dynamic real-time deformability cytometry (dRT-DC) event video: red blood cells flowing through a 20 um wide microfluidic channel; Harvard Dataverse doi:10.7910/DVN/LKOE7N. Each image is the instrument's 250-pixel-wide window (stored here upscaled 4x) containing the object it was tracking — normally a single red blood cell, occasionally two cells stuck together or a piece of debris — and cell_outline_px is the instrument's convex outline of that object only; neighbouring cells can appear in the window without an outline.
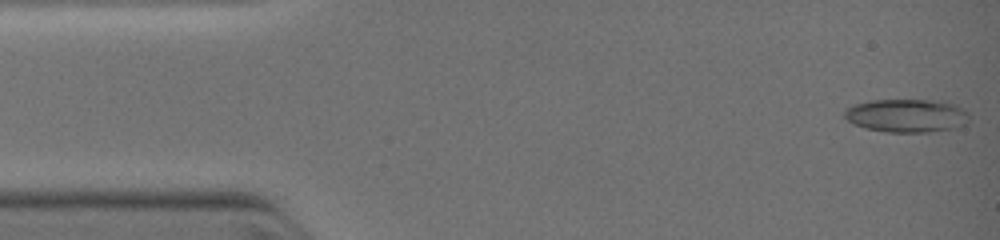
{"species": "common noctule bat (a hibernating species)", "species_latin": "Nyctalus noctula", "temperature_condition": "warm", "stored_images_in_passage": 14, "camera_frame_rate_fps": 3000, "um_per_image_px": 0.085, "animal": {"sex": "female", "body_mass_g": 19.0, "forearm_length_mm": 51.5}, "frame": {"image": 1, "passage_image": 1, "time_ms": 0.0, "image_size_px": [1000, 240], "cell_outline_px": [[968, 120], [952, 128], [928, 132], [888, 132], [868, 128], [856, 124], [848, 120], [844, 116], [844, 112], [848, 108], [856, 104], [868, 100], [940, 100], [956, 104], [968, 112]], "centroid_in_image_um": [77.07, 9.81], "position_along_channel_um": 7.9, "area_um2": 23.87}}
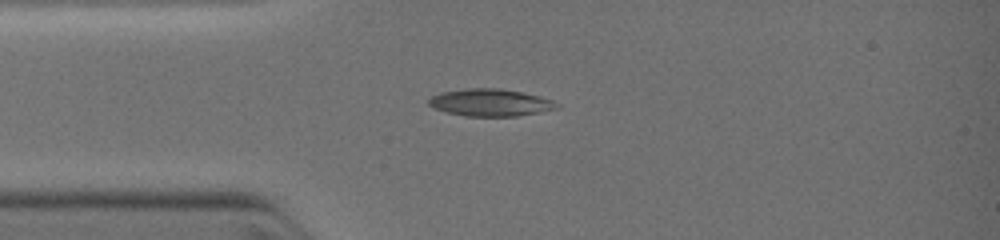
{"frame": {"image": 2, "passage_image": 9, "time_ms": 2.667, "image_size_px": [1000, 240], "cell_outline_px": [[560, 108], [540, 112], [516, 116], [464, 116], [444, 112], [428, 104], [428, 100], [432, 96], [440, 92], [464, 88], [500, 88], [540, 96], [552, 100], [560, 104]], "centroid_in_image_um": [41.68, 8.71], "position_along_channel_um": 43.3, "area_um2": 20.46}}
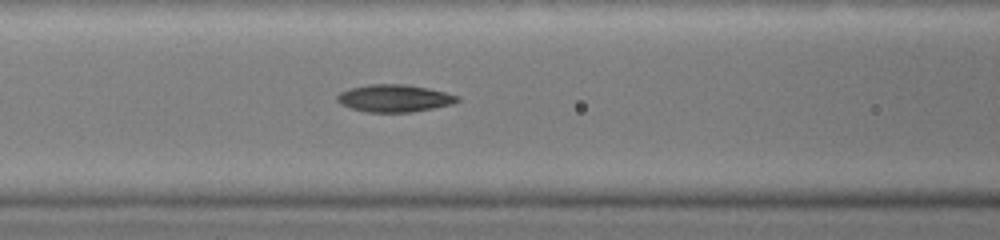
{"frame": {"image": 3, "passage_image": 14, "time_ms": 4.667, "image_size_px": [1000, 240], "cell_outline_px": [[460, 100], [452, 104], [412, 112], [364, 112], [348, 108], [340, 104], [336, 100], [336, 96], [340, 92], [352, 88], [368, 84], [408, 84], [428, 88], [460, 96]], "centroid_in_image_um": [33.49, 8.35], "position_along_channel_um": 133.1, "area_um2": 19.31}}